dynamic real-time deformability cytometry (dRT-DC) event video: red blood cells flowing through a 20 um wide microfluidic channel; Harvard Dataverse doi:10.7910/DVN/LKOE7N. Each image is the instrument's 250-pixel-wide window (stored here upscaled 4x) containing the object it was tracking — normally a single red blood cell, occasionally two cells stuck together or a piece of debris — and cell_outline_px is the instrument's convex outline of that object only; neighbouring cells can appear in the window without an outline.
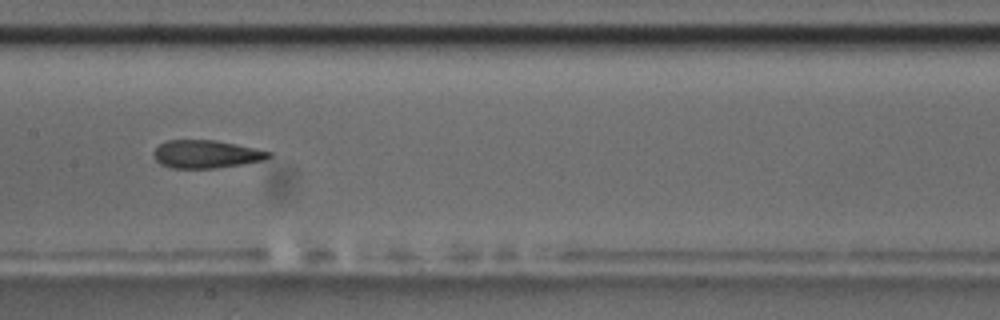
{"species": "common noctule bat (a hibernating species)", "species_latin": "Nyctalus noctula", "temperature_condition": "room temperature", "stored_images_in_passage": 15, "camera_frame_rate_fps": 3000, "um_per_image_px": 0.085, "animal": {"sex": "male", "body_mass_g": 17.5, "forearm_length_mm": 52.3}, "frame": {"image": 1, "passage_image": 7, "time_ms": 6.667, "image_size_px": [1000, 320], "cell_outline_px": [[272, 156], [264, 160], [216, 168], [172, 168], [160, 164], [156, 160], [152, 152], [160, 144], [168, 140], [216, 140], [256, 148], [272, 152]], "centroid_in_image_um": [17.53, 13.1], "position_along_channel_um": 189.9, "area_um2": 18.73}, "authors_computed_cell_mechanics": {"area_um2": 19.9988, "velocity_mm_per_s": 3.5652, "shape_relaxation_time_tau1_ms": null, "shape_relaxation_time_tau2_ms": 1.3697, "deformation_change_tau1": null, "deformation_change_tau2": 0.0664}}